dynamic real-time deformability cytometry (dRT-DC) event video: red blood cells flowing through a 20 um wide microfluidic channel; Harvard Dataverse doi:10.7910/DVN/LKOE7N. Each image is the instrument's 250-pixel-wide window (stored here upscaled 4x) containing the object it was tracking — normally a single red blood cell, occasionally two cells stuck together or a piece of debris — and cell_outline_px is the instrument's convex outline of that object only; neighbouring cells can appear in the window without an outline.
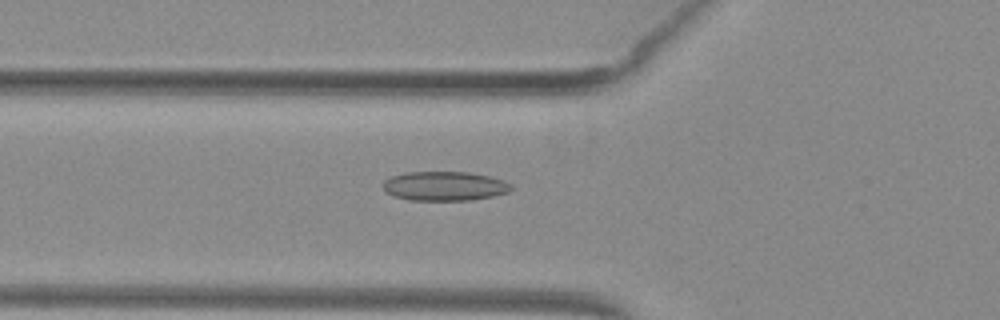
{"species": "common noctule bat (a hibernating species)", "species_latin": "Nyctalus noctula", "temperature_condition": "warm", "stored_images_in_passage": 44, "camera_frame_rate_fps": 3000, "um_per_image_px": 0.085, "animal": {"sex": "female", "body_mass_g": 29.2, "forearm_length_mm": 56.3}, "frame": {"image": 1, "passage_image": 11, "time_ms": 3.333, "image_size_px": [1000, 320], "cell_outline_px": [[512, 188], [508, 192], [492, 196], [472, 200], [408, 200], [392, 196], [384, 188], [384, 180], [392, 176], [408, 172], [468, 172], [488, 176], [504, 180], [512, 184]], "centroid_in_image_um": [37.8, 15.82], "position_along_channel_um": 88.0, "area_um2": 21.79}}
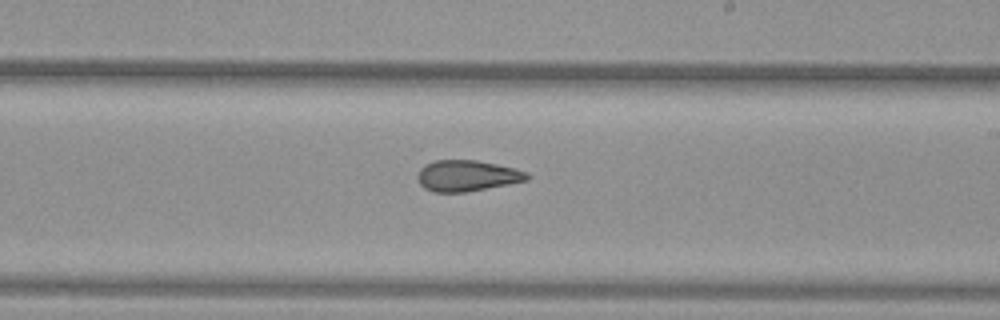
{"frame": {"image": 2, "passage_image": 23, "time_ms": 7.333, "image_size_px": [1000, 320], "cell_outline_px": [[528, 180], [468, 192], [432, 192], [424, 188], [420, 184], [416, 176], [420, 168], [424, 164], [436, 160], [476, 160], [496, 164], [528, 172]], "centroid_in_image_um": [39.65, 14.94], "position_along_channel_um": 249.4, "area_um2": 19.83}}
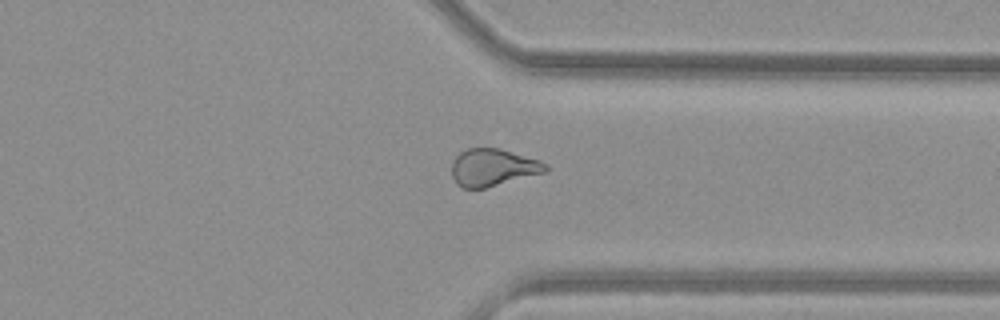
{"frame": {"image": 3, "passage_image": 32, "time_ms": 10.333, "image_size_px": [1000, 320], "cell_outline_px": [[548, 168], [544, 172], [484, 188], [464, 188], [456, 184], [452, 176], [452, 160], [460, 152], [468, 148], [500, 148], [540, 160], [548, 164]], "centroid_in_image_um": [41.88, 14.22], "position_along_channel_um": 369.5, "area_um2": 20.29}, "authors_computed_cell_mechanics": {"area_um2": 21.0681, "velocity_mm_per_s": 4.0174, "shape_relaxation_time_tau1_ms": null, "shape_relaxation_time_tau2_ms": 2.4371, "deformation_change_tau1": null, "deformation_change_tau2": 0.1014}}